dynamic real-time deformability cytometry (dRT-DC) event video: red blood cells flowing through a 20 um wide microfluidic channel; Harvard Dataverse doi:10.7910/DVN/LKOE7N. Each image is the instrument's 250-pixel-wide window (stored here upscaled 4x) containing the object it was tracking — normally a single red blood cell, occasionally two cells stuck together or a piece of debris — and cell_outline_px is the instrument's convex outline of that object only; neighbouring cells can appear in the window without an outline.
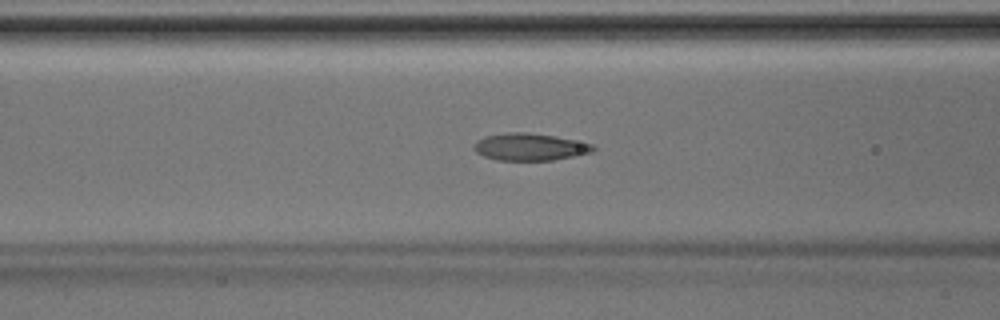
{"species": "Egyptian fruit bat (a non-hibernating species)", "species_latin": "Rousettus aegyptiacus", "temperature_condition": "room temperature", "stored_images_in_passage": 43, "camera_frame_rate_fps": 3000, "um_per_image_px": 0.085, "animal": {"sex": "male"}, "frame": {"image": 1, "passage_image": 15, "time_ms": 4.667, "image_size_px": [1000, 320], "cell_outline_px": [[596, 148], [592, 152], [552, 160], [496, 160], [484, 156], [476, 152], [472, 148], [476, 140], [484, 136], [508, 132], [528, 132], [556, 136], [596, 144]], "centroid_in_image_um": [45.03, 12.47], "position_along_channel_um": 121.6, "area_um2": 19.07}}
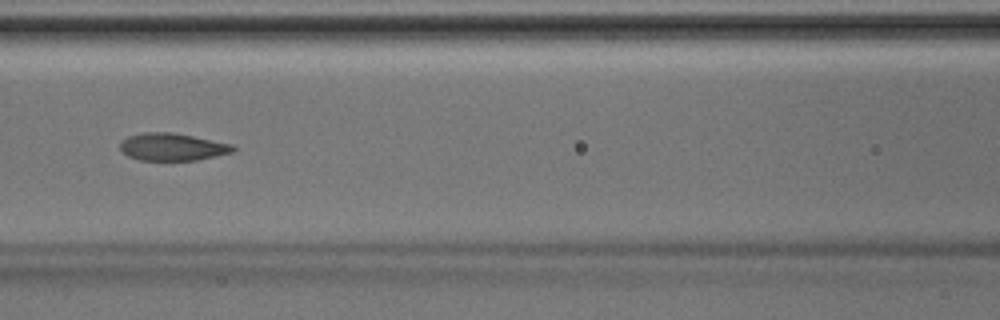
{"frame": {"image": 2, "passage_image": 17, "time_ms": 5.333, "image_size_px": [1000, 320], "cell_outline_px": [[236, 148], [232, 152], [196, 160], [140, 160], [128, 156], [120, 148], [120, 140], [128, 136], [144, 132], [172, 132], [232, 144]], "centroid_in_image_um": [14.61, 12.48], "position_along_channel_um": 152.0, "area_um2": 17.92}}
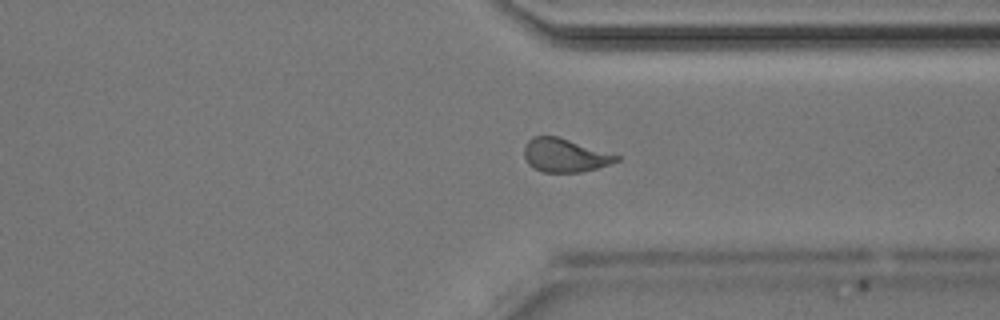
{"frame": {"image": 3, "passage_image": 31, "time_ms": 10.0, "image_size_px": [1000, 320], "cell_outline_px": [[620, 160], [596, 168], [580, 172], [544, 172], [532, 168], [528, 164], [524, 156], [524, 144], [532, 136], [556, 136], [620, 156]], "centroid_in_image_um": [47.95, 13.2], "position_along_channel_um": 363.4, "area_um2": 17.8}}